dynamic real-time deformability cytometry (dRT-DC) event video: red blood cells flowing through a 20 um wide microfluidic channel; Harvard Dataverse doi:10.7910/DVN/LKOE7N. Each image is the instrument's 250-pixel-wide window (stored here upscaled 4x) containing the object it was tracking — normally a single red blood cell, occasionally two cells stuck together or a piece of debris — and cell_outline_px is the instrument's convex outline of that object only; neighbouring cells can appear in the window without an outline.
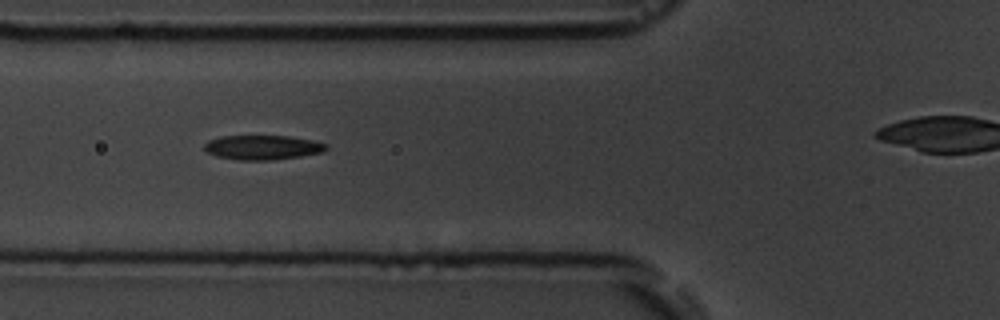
{"species": "common noctule bat (a hibernating species)", "species_latin": "Nyctalus noctula", "temperature_condition": "room temperature", "stored_images_in_passage": 15, "camera_frame_rate_fps": 3000, "um_per_image_px": 0.085, "animal": {"sex": "male", "body_mass_g": 19.5, "forearm_length_mm": 54.6}, "frame": {"image": 1, "passage_image": 7, "time_ms": 6.667, "image_size_px": [1000, 320], "cell_outline_px": [[328, 148], [324, 152], [300, 156], [272, 160], [240, 160], [216, 156], [208, 152], [204, 148], [204, 144], [208, 140], [220, 136], [288, 136], [312, 140], [328, 144]], "centroid_in_image_um": [22.33, 12.53], "position_along_channel_um": 103.5, "area_um2": 17.4}}
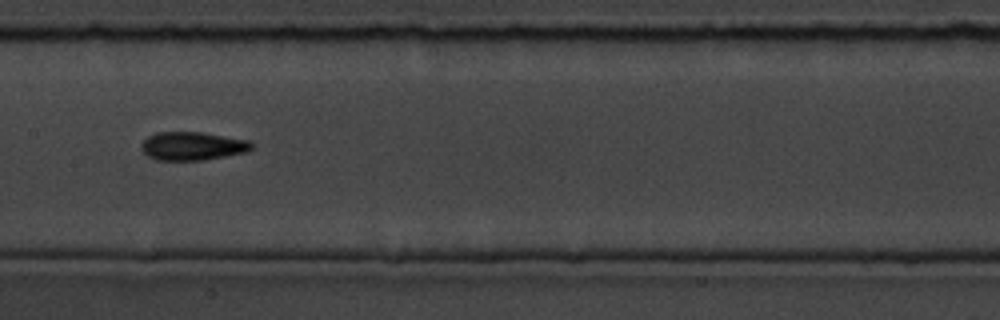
{"frame": {"image": 2, "passage_image": 9, "time_ms": 9.0, "image_size_px": [1000, 320], "cell_outline_px": [[252, 148], [248, 152], [204, 160], [156, 160], [148, 156], [140, 148], [140, 144], [148, 136], [156, 132], [200, 132], [248, 140], [252, 144]], "centroid_in_image_um": [16.34, 12.42], "position_along_channel_um": 191.1, "area_um2": 18.26}}